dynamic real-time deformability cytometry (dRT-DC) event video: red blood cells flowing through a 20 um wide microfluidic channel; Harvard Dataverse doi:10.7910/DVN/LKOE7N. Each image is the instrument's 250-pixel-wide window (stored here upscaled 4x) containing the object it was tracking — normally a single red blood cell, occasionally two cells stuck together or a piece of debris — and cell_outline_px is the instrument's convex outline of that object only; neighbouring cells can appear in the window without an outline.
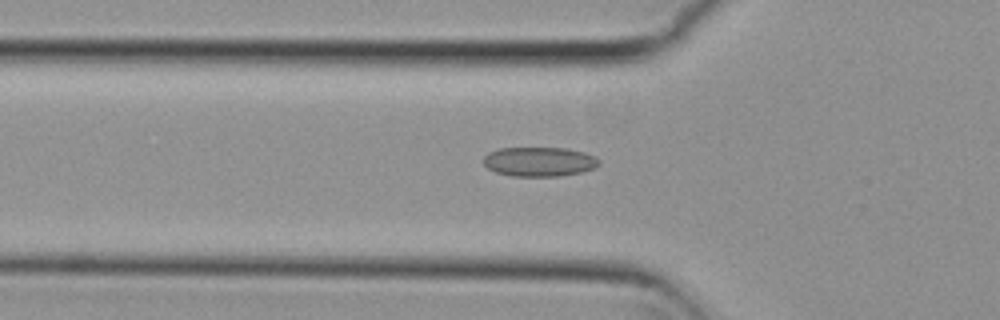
{"species": "common noctule bat (a hibernating species)", "species_latin": "Nyctalus noctula", "temperature_condition": "cold", "stored_images_in_passage": 42, "camera_frame_rate_fps": 3000, "um_per_image_px": 0.085, "animal": {"sex": "female", "body_mass_g": 29.2, "forearm_length_mm": 56.3}, "frame": {"image": 1, "passage_image": 6, "time_ms": 1.667, "image_size_px": [1000, 320], "cell_outline_px": [[600, 164], [592, 168], [580, 172], [560, 176], [512, 176], [496, 172], [488, 168], [484, 164], [484, 156], [488, 152], [500, 148], [564, 148], [584, 152], [600, 160]], "centroid_in_image_um": [45.81, 13.74], "position_along_channel_um": 80.0, "area_um2": 19.65}}
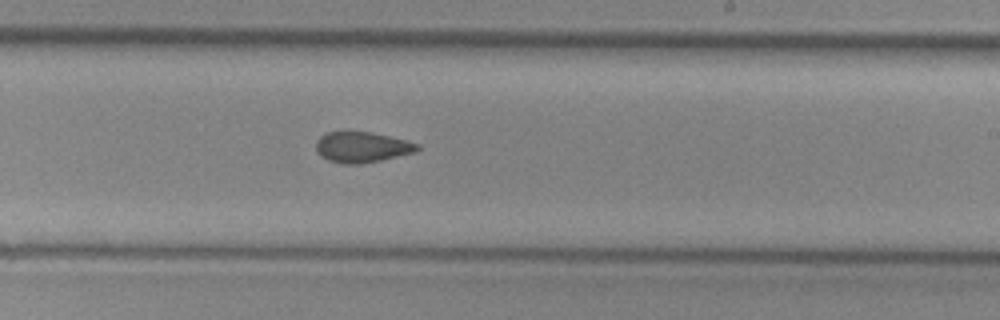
{"frame": {"image": 2, "passage_image": 20, "time_ms": 6.333, "image_size_px": [1000, 320], "cell_outline_px": [[420, 148], [416, 152], [380, 160], [360, 164], [344, 164], [328, 160], [320, 156], [316, 152], [316, 140], [320, 136], [328, 132], [372, 132], [420, 144]], "centroid_in_image_um": [30.74, 12.51], "position_along_channel_um": 258.3, "area_um2": 18.03}}
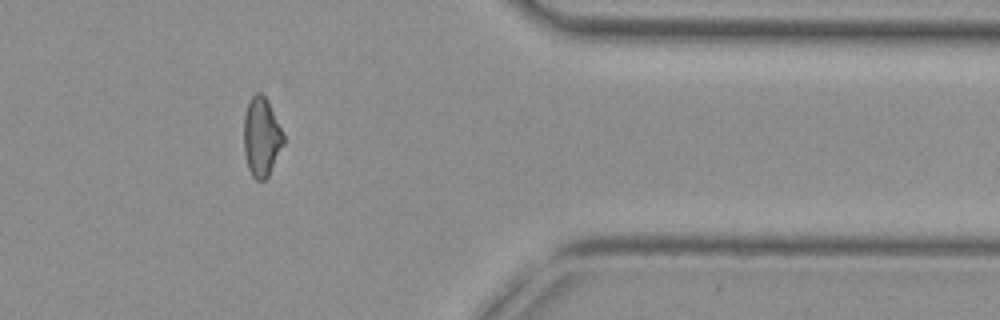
{"frame": {"image": 3, "passage_image": 32, "time_ms": 10.333, "image_size_px": [1000, 320], "cell_outline_px": [[284, 144], [268, 176], [264, 180], [256, 180], [252, 176], [248, 168], [244, 152], [244, 116], [248, 104], [252, 96], [256, 92], [260, 92], [268, 100], [284, 136]], "centroid_in_image_um": [22.22, 11.65], "position_along_channel_um": 389.2, "area_um2": 18.15}, "authors_computed_cell_mechanics": {"area_um2": 18.785, "velocity_mm_per_s": 3.8116, "shape_relaxation_time_tau1_ms": null, "shape_relaxation_time_tau2_ms": 2.7889, "deformation_change_tau1": null, "deformation_change_tau2": 0.0783}}